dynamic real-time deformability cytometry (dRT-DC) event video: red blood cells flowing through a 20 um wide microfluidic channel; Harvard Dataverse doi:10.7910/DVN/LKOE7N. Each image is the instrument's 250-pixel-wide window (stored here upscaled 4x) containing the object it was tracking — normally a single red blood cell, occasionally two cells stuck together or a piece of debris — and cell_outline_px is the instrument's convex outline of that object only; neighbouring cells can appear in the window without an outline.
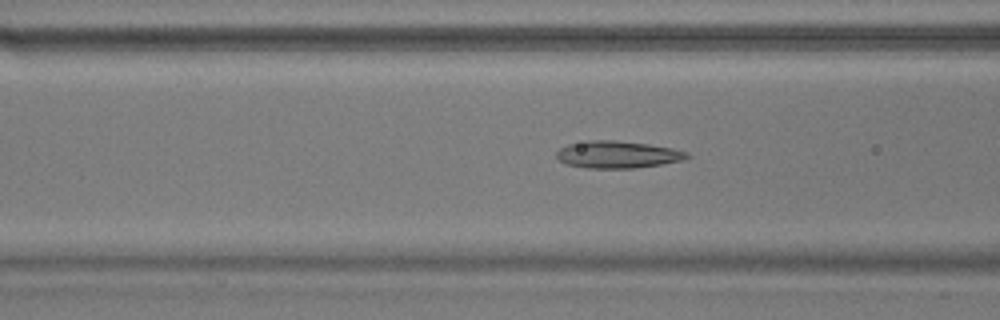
{"species": "common noctule bat (a hibernating species)", "species_latin": "Nyctalus noctula", "temperature_condition": "warm", "stored_images_in_passage": 40, "camera_frame_rate_fps": 3000, "um_per_image_px": 0.085, "animal": {"sex": "male", "body_mass_g": 17.9}, "frame": {"image": 1, "passage_image": 16, "time_ms": 5.0, "image_size_px": [1000, 320], "cell_outline_px": [[692, 156], [680, 160], [660, 164], [632, 168], [588, 168], [564, 164], [556, 156], [556, 152], [560, 148], [568, 144], [588, 140], [612, 140], [648, 144], [672, 148], [688, 152]], "centroid_in_image_um": [52.46, 13.13], "position_along_channel_um": 114.1, "area_um2": 20.52}}
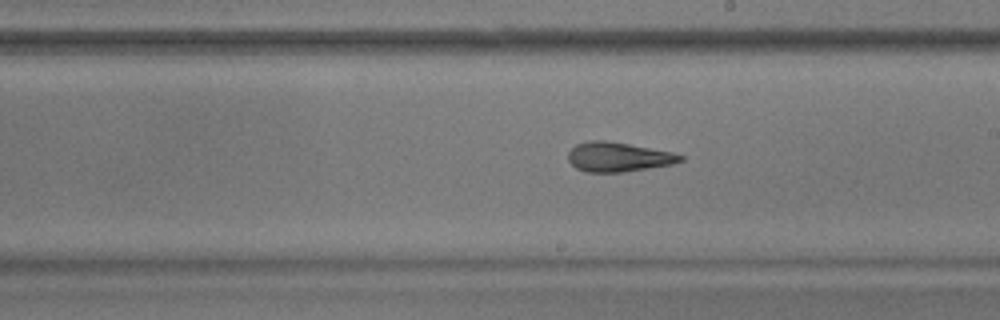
{"frame": {"image": 2, "passage_image": 26, "time_ms": 8.333, "image_size_px": [1000, 320], "cell_outline_px": [[684, 160], [672, 164], [624, 172], [584, 172], [576, 168], [568, 160], [568, 152], [576, 144], [588, 140], [604, 140], [628, 144], [672, 152], [684, 156]], "centroid_in_image_um": [52.53, 13.34], "position_along_channel_um": 236.5, "area_um2": 19.25}}
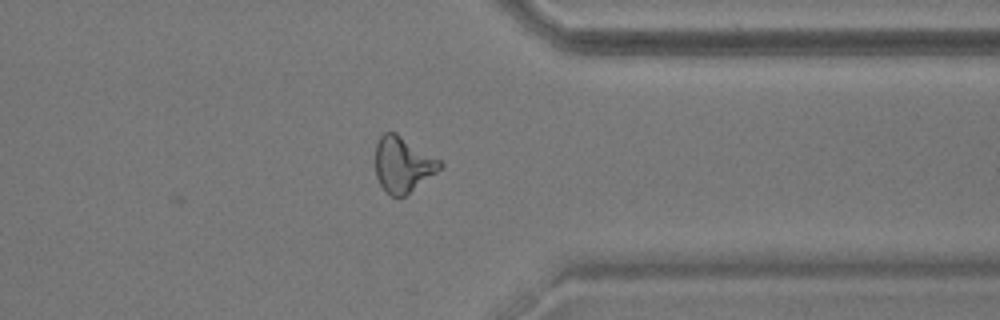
{"frame": {"image": 3, "passage_image": 38, "time_ms": 12.333, "image_size_px": [1000, 320], "cell_outline_px": [[444, 164], [436, 172], [404, 196], [392, 196], [380, 184], [376, 176], [376, 144], [380, 136], [384, 132], [396, 132], [440, 160]], "centroid_in_image_um": [34.23, 13.95], "position_along_channel_um": 377.2, "area_um2": 20.46}, "authors_computed_cell_mechanics": {"area_um2": 20.0566, "velocity_mm_per_s": 3.6696, "shape_relaxation_time_tau1_ms": null, "shape_relaxation_time_tau2_ms": 2.2263, "deformation_change_tau1": null, "deformation_change_tau2": 0.1155}}